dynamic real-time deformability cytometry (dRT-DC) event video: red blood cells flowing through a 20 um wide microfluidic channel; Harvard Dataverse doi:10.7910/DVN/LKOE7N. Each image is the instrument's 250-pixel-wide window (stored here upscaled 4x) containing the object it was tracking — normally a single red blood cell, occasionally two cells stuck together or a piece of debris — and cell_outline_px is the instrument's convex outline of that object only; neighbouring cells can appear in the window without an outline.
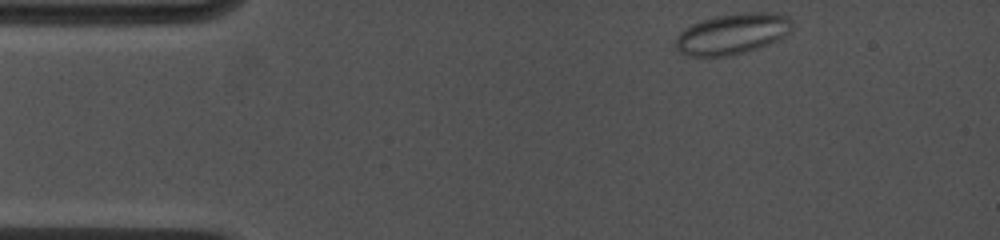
{"species": "common noctule bat (a hibernating species)", "species_latin": "Nyctalus noctula", "temperature_condition": "cold", "stored_images_in_passage": 49, "camera_frame_rate_fps": 4500, "um_per_image_px": 0.085, "animal": {"sex": "female", "body_mass_g": 19.0, "forearm_length_mm": 53.3}, "frame": {"image": 1, "passage_image": 1, "time_ms": 0.0, "image_size_px": [1000, 240], "cell_outline_px": [[792, 28], [784, 36], [768, 44], [732, 56], [688, 56], [680, 52], [676, 48], [676, 36], [684, 28], [692, 24], [716, 16], [744, 12], [776, 12], [788, 16], [792, 20]], "centroid_in_image_um": [62.26, 2.87], "position_along_channel_um": 22.7, "area_um2": 27.69}}
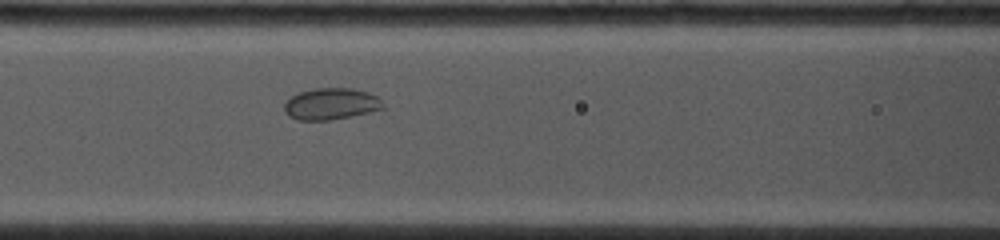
{"frame": {"image": 2, "passage_image": 27, "time_ms": 4.667, "image_size_px": [1000, 240], "cell_outline_px": [[384, 108], [352, 116], [332, 120], [296, 120], [288, 116], [284, 112], [284, 104], [292, 96], [300, 92], [316, 88], [352, 88], [368, 92], [376, 96], [384, 104]], "centroid_in_image_um": [28.12, 8.84], "position_along_channel_um": 138.5, "area_um2": 18.15}}
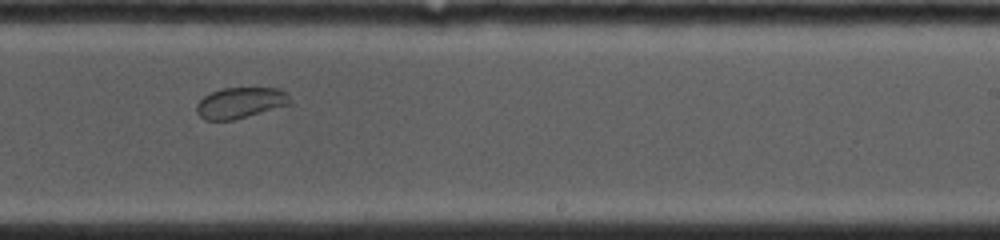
{"frame": {"image": 3, "passage_image": 46, "time_ms": 8.0, "image_size_px": [1000, 240], "cell_outline_px": [[292, 104], [232, 120], [204, 120], [196, 112], [196, 104], [204, 96], [212, 92], [224, 88], [280, 88], [288, 92]], "centroid_in_image_um": [20.46, 8.73], "position_along_channel_um": 268.5, "area_um2": 16.88}}